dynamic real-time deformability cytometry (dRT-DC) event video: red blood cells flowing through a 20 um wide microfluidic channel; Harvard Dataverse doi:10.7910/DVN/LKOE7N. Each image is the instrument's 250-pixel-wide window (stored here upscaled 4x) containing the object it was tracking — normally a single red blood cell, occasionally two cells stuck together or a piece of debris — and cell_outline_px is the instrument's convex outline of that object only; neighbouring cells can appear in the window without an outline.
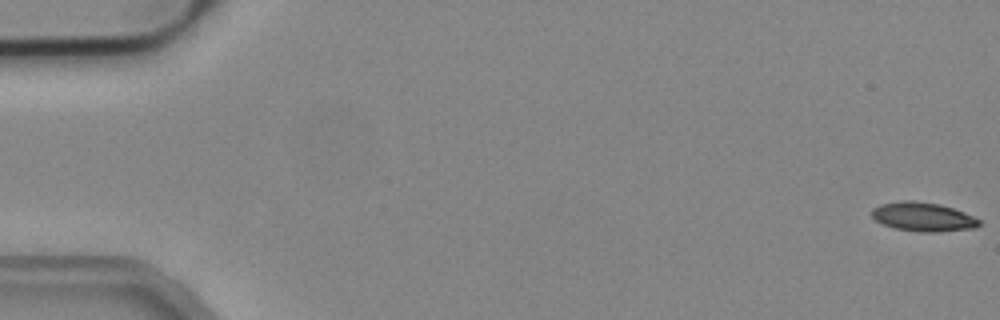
{"species": "common noctule bat (a hibernating species)", "species_latin": "Nyctalus noctula", "temperature_condition": "cold", "stored_images_in_passage": 54, "camera_frame_rate_fps": 3000, "um_per_image_px": 0.085, "animal": {"sex": "male", "body_mass_g": 19.2, "forearm_length_mm": 51.8}, "frame": {"image": 1, "passage_image": 1, "time_ms": 0.0, "image_size_px": [1000, 320], "cell_outline_px": [[980, 224], [976, 228], [936, 232], [920, 232], [896, 228], [884, 224], [876, 220], [872, 216], [872, 208], [880, 204], [904, 200], [912, 200], [940, 204], [964, 212], [980, 220]], "centroid_in_image_um": [78.46, 18.42], "position_along_channel_um": 6.5, "area_um2": 18.03}}
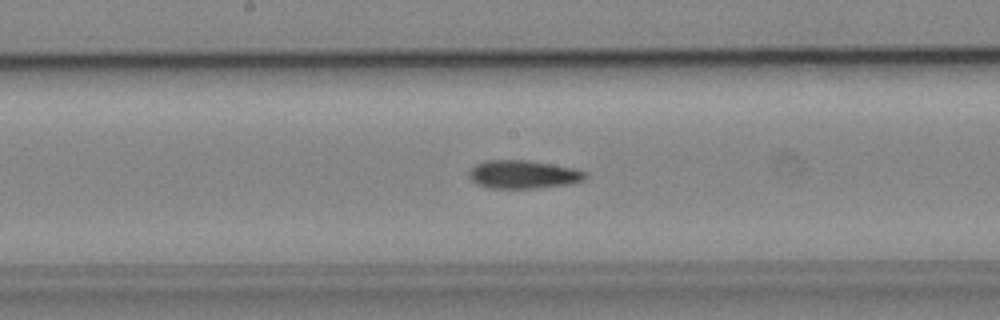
{"frame": {"image": 2, "passage_image": 28, "time_ms": 9.0, "image_size_px": [1000, 320], "cell_outline_px": [[588, 176], [584, 180], [572, 184], [536, 188], [488, 188], [476, 184], [468, 176], [468, 172], [476, 164], [484, 160], [524, 160], [552, 164], [576, 168], [588, 172]], "centroid_in_image_um": [44.51, 14.83], "position_along_channel_um": 203.7, "area_um2": 19.42}}
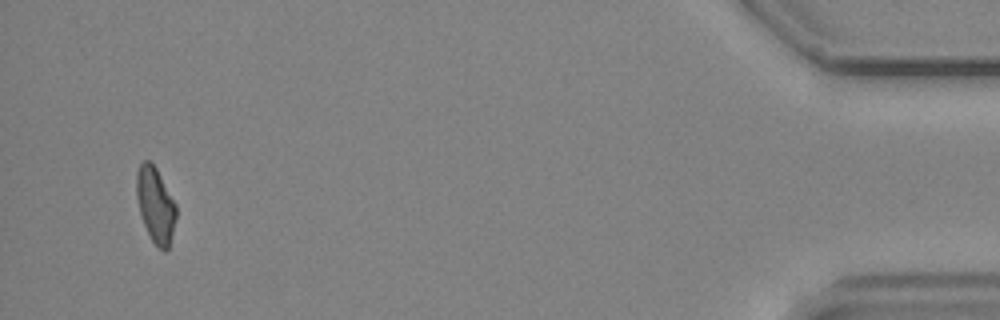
{"frame": {"image": 3, "passage_image": 51, "time_ms": 16.667, "image_size_px": [1000, 320], "cell_outline_px": [[176, 216], [168, 248], [164, 252], [152, 240], [144, 224], [140, 212], [136, 196], [136, 172], [140, 164], [144, 160], [148, 160], [156, 168], [176, 204]], "centroid_in_image_um": [13.2, 17.39], "position_along_channel_um": 422.0, "area_um2": 17.05}}